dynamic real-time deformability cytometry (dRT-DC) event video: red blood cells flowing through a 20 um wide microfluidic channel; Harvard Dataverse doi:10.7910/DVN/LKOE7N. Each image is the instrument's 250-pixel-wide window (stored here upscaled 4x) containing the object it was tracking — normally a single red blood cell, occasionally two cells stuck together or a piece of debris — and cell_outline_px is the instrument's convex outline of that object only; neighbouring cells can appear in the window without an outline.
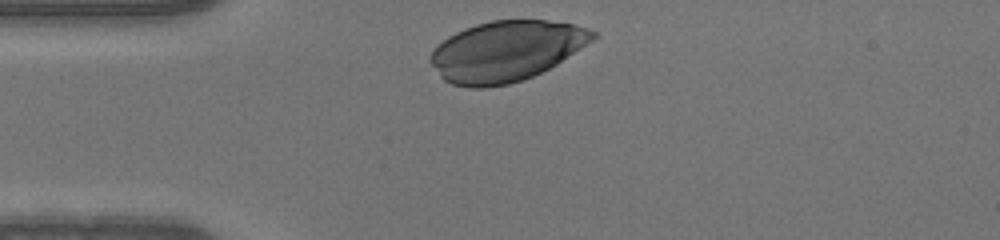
{"species": "human", "species_latin": "Homo sapiens", "temperature_condition": "warm", "stored_images_in_passage": 29, "camera_frame_rate_fps": 3000, "um_per_image_px": 0.085, "donor": {"sex": "male"}, "frame": {"image": 1, "passage_image": 1, "time_ms": 0.0, "image_size_px": [1000, 240], "cell_outline_px": [[600, 36], [556, 64], [532, 76], [508, 84], [484, 88], [472, 88], [452, 84], [444, 80], [440, 76], [428, 60], [428, 56], [448, 36], [464, 28], [476, 24], [492, 20], [544, 20], [572, 24], [588, 28], [596, 32]], "centroid_in_image_um": [43.01, 4.34], "position_along_channel_um": 42.0, "area_um2": 56.93}}
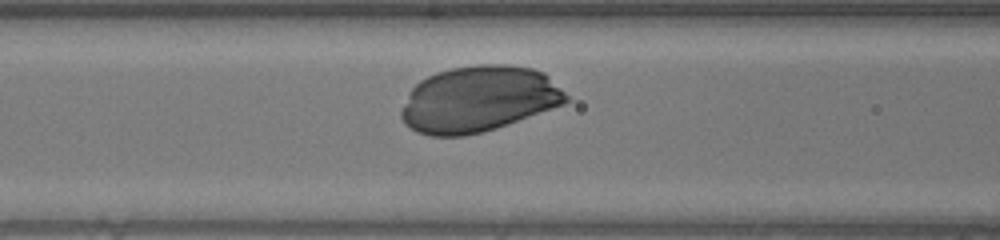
{"frame": {"image": 2, "passage_image": 9, "time_ms": 2.667, "image_size_px": [1000, 240], "cell_outline_px": [[568, 100], [564, 104], [496, 128], [484, 132], [464, 136], [432, 136], [416, 132], [404, 124], [400, 116], [400, 112], [412, 88], [420, 80], [436, 72], [452, 68], [476, 64], [508, 64], [532, 68], [544, 72], [568, 96]], "centroid_in_image_um": [40.66, 8.42], "position_along_channel_um": 125.9, "area_um2": 63.35}}